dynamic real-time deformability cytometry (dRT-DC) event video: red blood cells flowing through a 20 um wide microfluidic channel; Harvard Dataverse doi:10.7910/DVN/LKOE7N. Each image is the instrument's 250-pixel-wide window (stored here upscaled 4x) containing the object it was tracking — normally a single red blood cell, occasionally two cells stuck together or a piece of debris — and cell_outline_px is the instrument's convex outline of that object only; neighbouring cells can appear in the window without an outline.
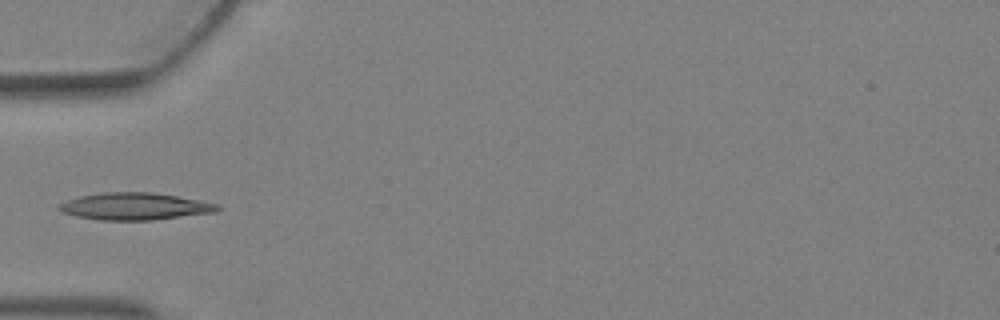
{"species": "Egyptian fruit bat (a non-hibernating species)", "species_latin": "Rousettus aegyptiacus", "temperature_condition": "warm", "stored_images_in_passage": 3, "camera_frame_rate_fps": 3000, "um_per_image_px": 0.085, "animal": {"sex": "female"}, "frame": {"image": 1, "passage_image": 3, "time_ms": 0.667, "image_size_px": [1000, 320], "cell_outline_px": [[224, 208], [216, 212], [152, 220], [100, 220], [76, 216], [64, 212], [60, 208], [60, 204], [68, 200], [80, 196], [104, 192], [152, 192], [200, 200], [220, 204]], "centroid_in_image_um": [11.55, 17.54], "position_along_channel_um": 73.4, "area_um2": 24.91}}